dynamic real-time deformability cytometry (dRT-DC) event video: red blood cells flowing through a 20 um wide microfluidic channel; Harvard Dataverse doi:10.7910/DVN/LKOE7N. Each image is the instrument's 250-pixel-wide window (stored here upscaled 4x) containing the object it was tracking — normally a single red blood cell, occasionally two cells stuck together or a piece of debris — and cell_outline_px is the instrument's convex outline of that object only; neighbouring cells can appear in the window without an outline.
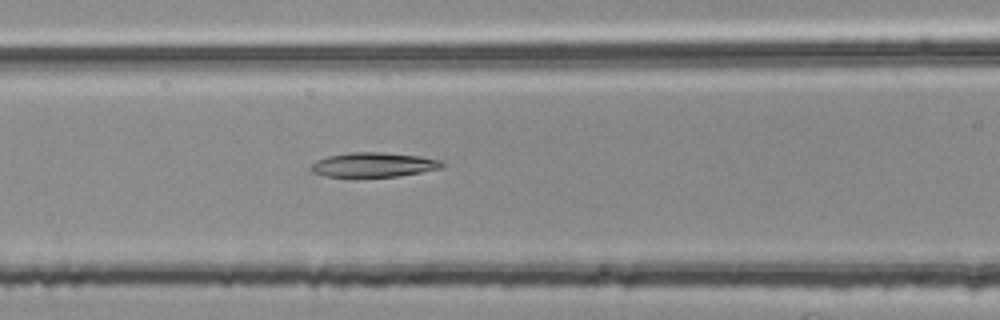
{"species": "common noctule bat (a hibernating species)", "species_latin": "Nyctalus noctula", "temperature_condition": "room temperature", "stored_images_in_passage": 54, "segment_of_instrument_passage": [2, 2], "camera_frame_rate_fps": 3000, "um_per_image_px": 0.085, "animal": {"sex": "female", "body_mass_g": 25.1}, "frame": {"image": 1, "passage_image": 23, "time_ms": 7.333, "image_size_px": [1000, 320], "cell_outline_px": [[444, 164], [440, 168], [420, 172], [396, 176], [324, 176], [312, 172], [312, 164], [316, 160], [328, 156], [352, 152], [384, 152], [420, 156], [440, 160]], "centroid_in_image_um": [31.75, 13.99], "position_along_channel_um": 134.9, "area_um2": 18.38}}
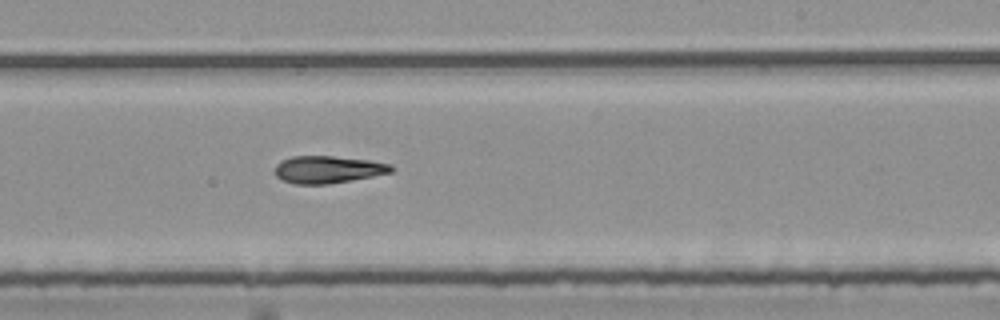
{"frame": {"image": 2, "passage_image": 33, "time_ms": 10.667, "image_size_px": [1000, 320], "cell_outline_px": [[392, 172], [372, 176], [328, 184], [296, 184], [284, 180], [276, 176], [276, 164], [280, 160], [292, 156], [332, 156], [368, 160], [392, 164]], "centroid_in_image_um": [27.85, 14.4], "position_along_channel_um": 261.1, "area_um2": 18.32}}
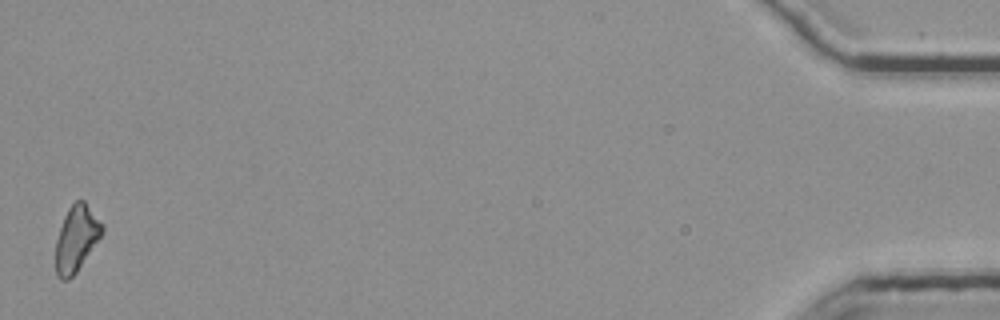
{"frame": {"image": 3, "passage_image": 54, "time_ms": 17.667, "image_size_px": [1000, 320], "cell_outline_px": [[104, 232], [76, 272], [68, 280], [60, 280], [56, 276], [56, 240], [64, 216], [68, 208], [76, 200], [84, 200], [104, 224]], "centroid_in_image_um": [6.5, 20.27], "position_along_channel_um": 428.7, "area_um2": 17.86}}